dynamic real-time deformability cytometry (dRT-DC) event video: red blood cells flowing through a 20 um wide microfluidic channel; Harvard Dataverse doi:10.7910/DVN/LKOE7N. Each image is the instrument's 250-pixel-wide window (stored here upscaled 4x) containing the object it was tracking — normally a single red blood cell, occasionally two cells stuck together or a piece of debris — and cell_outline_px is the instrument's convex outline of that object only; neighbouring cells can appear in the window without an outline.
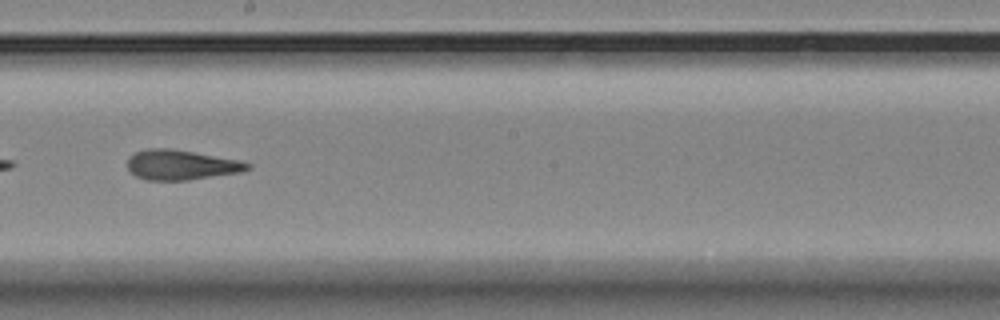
{"species": "Egyptian fruit bat (a non-hibernating species)", "species_latin": "Rousettus aegyptiacus", "temperature_condition": "room temperature", "stored_images_in_passage": 13, "camera_frame_rate_fps": 3000, "um_per_image_px": 0.085, "animal": {"sex": "female"}, "frame": {"image": 1, "passage_image": 8, "time_ms": 2.333, "image_size_px": [1000, 320], "cell_outline_px": [[252, 168], [240, 172], [188, 180], [148, 180], [136, 176], [128, 168], [128, 160], [136, 152], [148, 148], [168, 148], [192, 152], [236, 160], [252, 164]], "centroid_in_image_um": [15.39, 14.02], "position_along_channel_um": 232.8, "area_um2": 20.52}}
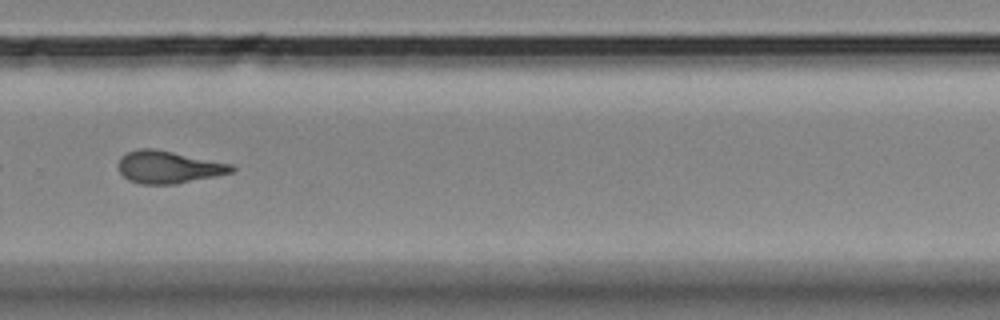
{"frame": {"image": 2, "passage_image": 10, "time_ms": 3.0, "image_size_px": [1000, 320], "cell_outline_px": [[236, 168], [232, 172], [176, 184], [140, 184], [128, 180], [120, 172], [116, 164], [120, 156], [136, 148], [152, 148], [232, 164]], "centroid_in_image_um": [14.25, 14.2], "position_along_channel_um": 315.5, "area_um2": 21.33}}
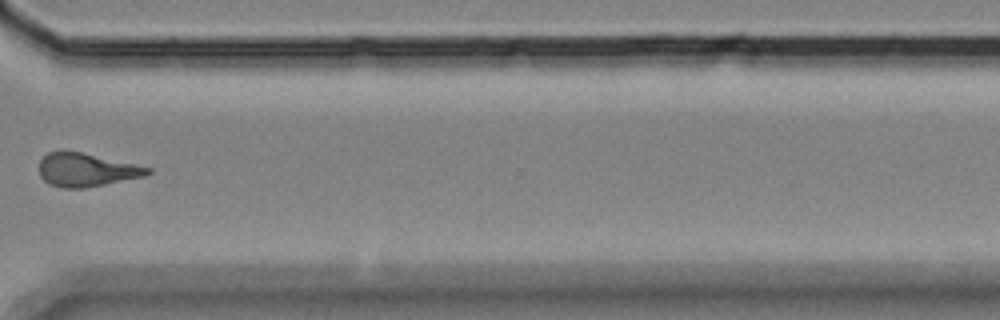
{"frame": {"image": 3, "passage_image": 11, "time_ms": 3.333, "image_size_px": [1000, 320], "cell_outline_px": [[152, 172], [144, 176], [84, 188], [60, 188], [44, 180], [40, 176], [40, 160], [48, 152], [60, 148], [80, 152], [152, 168]], "centroid_in_image_um": [7.3, 14.41], "position_along_channel_um": 363.3, "area_um2": 21.04}}